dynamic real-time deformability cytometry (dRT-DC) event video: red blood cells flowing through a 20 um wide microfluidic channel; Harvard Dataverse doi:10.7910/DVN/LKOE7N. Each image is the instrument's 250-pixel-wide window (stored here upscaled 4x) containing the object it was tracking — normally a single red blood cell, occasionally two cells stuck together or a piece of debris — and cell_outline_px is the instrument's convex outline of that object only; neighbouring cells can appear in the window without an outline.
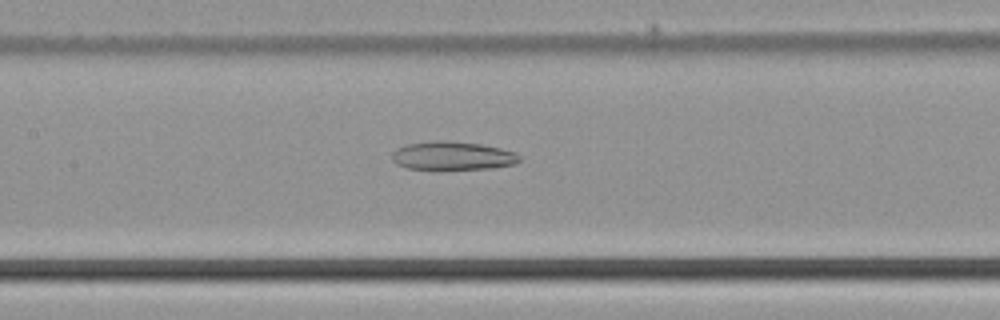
{"species": "common noctule bat (a hibernating species)", "species_latin": "Nyctalus noctula", "temperature_condition": "cold", "stored_images_in_passage": 33, "camera_frame_rate_fps": 3000, "um_per_image_px": 0.085, "animal": {"sex": "male", "body_mass_g": 21.5, "forearm_length_mm": 52.0}, "frame": {"image": 1, "passage_image": 12, "time_ms": 3.667, "image_size_px": [1000, 320], "cell_outline_px": [[520, 160], [516, 164], [492, 168], [408, 168], [396, 164], [392, 160], [392, 152], [396, 148], [408, 144], [432, 140], [440, 140], [480, 144], [500, 148], [516, 152], [520, 156]], "centroid_in_image_um": [38.47, 13.22], "position_along_channel_um": 168.9, "area_um2": 20.87}}
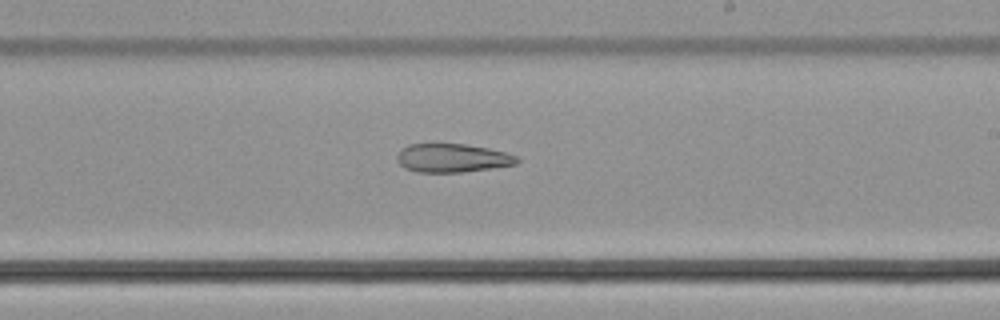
{"frame": {"image": 2, "passage_image": 18, "time_ms": 5.667, "image_size_px": [1000, 320], "cell_outline_px": [[520, 160], [516, 164], [492, 168], [460, 172], [416, 172], [404, 168], [396, 160], [396, 156], [400, 148], [408, 144], [464, 144], [488, 148], [520, 156]], "centroid_in_image_um": [38.43, 13.43], "position_along_channel_um": 250.6, "area_um2": 20.11}}
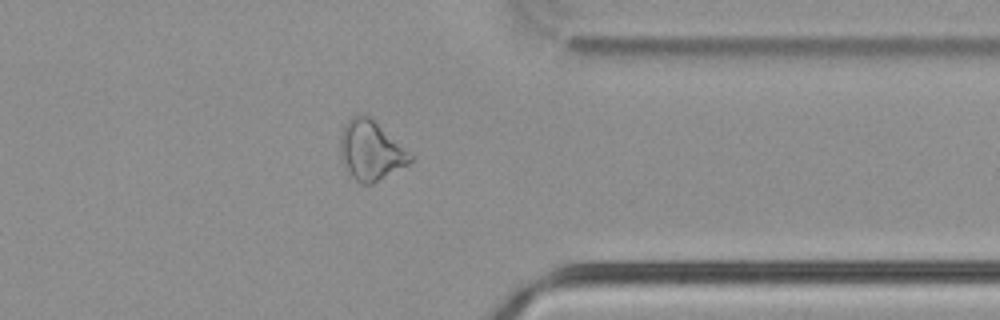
{"frame": {"image": 3, "passage_image": 28, "time_ms": 9.0, "image_size_px": [1000, 320], "cell_outline_px": [[416, 160], [372, 184], [364, 184], [356, 180], [344, 168], [340, 156], [340, 136], [344, 124], [356, 112], [368, 116], [408, 152]], "centroid_in_image_um": [31.47, 12.8], "position_along_channel_um": 379.9, "area_um2": 23.99}}